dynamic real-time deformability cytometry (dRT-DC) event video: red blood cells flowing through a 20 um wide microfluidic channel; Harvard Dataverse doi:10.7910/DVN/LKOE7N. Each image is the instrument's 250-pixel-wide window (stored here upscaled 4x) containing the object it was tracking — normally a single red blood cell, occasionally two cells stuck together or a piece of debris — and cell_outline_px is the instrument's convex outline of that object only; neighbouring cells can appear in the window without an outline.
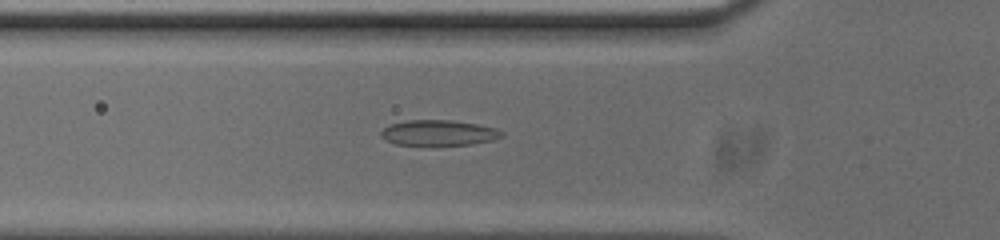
{"species": "common noctule bat (a hibernating species)", "species_latin": "Nyctalus noctula", "temperature_condition": "cold", "stored_images_in_passage": 47, "segment_of_instrument_passage": [1, 2], "camera_frame_rate_fps": 3000, "um_per_image_px": 0.085, "animal": {"sex": "male", "body_mass_g": 20.0, "forearm_length_mm": 53.3}, "frame": {"image": 1, "passage_image": 16, "time_ms": 5.0, "image_size_px": [1000, 240], "cell_outline_px": [[504, 136], [492, 140], [472, 144], [432, 148], [396, 144], [380, 136], [380, 132], [388, 124], [408, 120], [448, 120], [476, 124], [496, 128], [504, 132]], "centroid_in_image_um": [37.26, 11.33], "position_along_channel_um": 88.5, "area_um2": 18.73}}
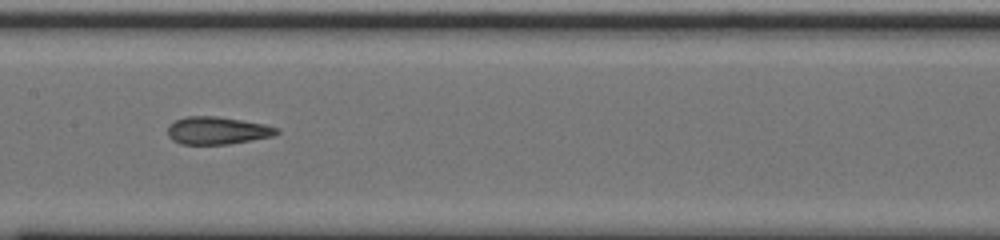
{"frame": {"image": 2, "passage_image": 24, "time_ms": 7.667, "image_size_px": [1000, 240], "cell_outline_px": [[280, 132], [276, 136], [228, 144], [180, 144], [172, 140], [168, 136], [168, 124], [184, 116], [216, 116], [264, 124], [280, 128]], "centroid_in_image_um": [18.48, 11.1], "position_along_channel_um": 188.9, "area_um2": 17.69}}
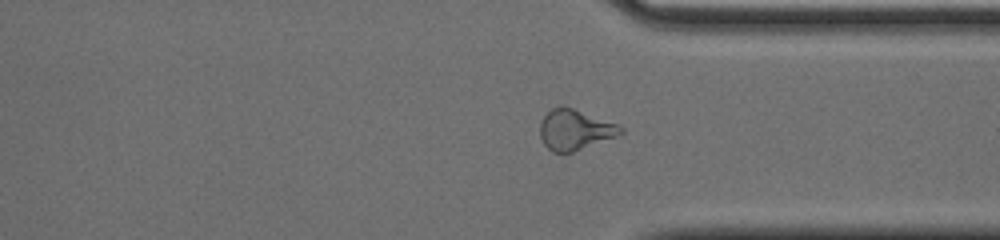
{"frame": {"image": 3, "passage_image": 38, "time_ms": 12.333, "image_size_px": [1000, 240], "cell_outline_px": [[624, 132], [620, 136], [572, 152], [552, 152], [544, 144], [540, 136], [540, 124], [544, 116], [552, 108], [572, 108], [620, 124], [624, 128]], "centroid_in_image_um": [48.93, 11.05], "position_along_channel_um": 362.5, "area_um2": 18.96}}